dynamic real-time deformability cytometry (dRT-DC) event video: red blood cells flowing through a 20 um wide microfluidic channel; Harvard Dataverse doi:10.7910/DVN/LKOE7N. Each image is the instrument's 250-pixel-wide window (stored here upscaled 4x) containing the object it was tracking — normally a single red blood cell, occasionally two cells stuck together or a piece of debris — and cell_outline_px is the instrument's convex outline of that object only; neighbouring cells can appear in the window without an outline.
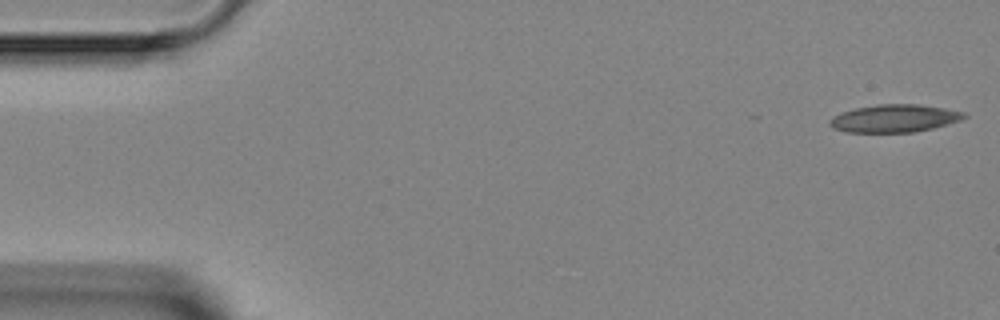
{"species": "Egyptian fruit bat (a non-hibernating species)", "species_latin": "Rousettus aegyptiacus", "temperature_condition": "room temperature", "stored_images_in_passage": 4, "camera_frame_rate_fps": 3000, "um_per_image_px": 0.085, "animal": {"sex": "female"}, "frame": {"image": 1, "passage_image": 1, "time_ms": 0.0, "image_size_px": [1000, 320], "cell_outline_px": [[968, 116], [960, 120], [932, 128], [912, 132], [844, 132], [832, 128], [828, 124], [828, 120], [832, 116], [856, 108], [876, 104], [920, 104], [944, 108], [964, 112]], "centroid_in_image_um": [75.99, 10.06], "position_along_channel_um": 9.0, "area_um2": 21.68}}
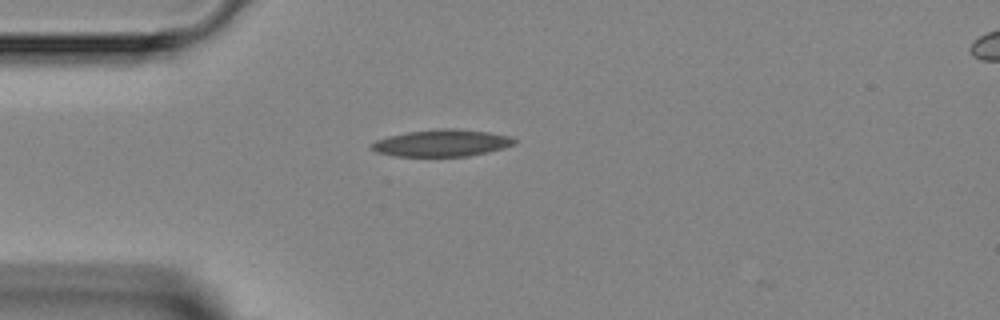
{"frame": {"image": 2, "passage_image": 4, "time_ms": 3.667, "image_size_px": [1000, 320], "cell_outline_px": [[516, 140], [512, 144], [504, 148], [488, 152], [468, 156], [396, 156], [376, 152], [372, 148], [372, 144], [376, 140], [388, 136], [408, 132], [440, 128], [456, 128], [488, 132], [512, 136]], "centroid_in_image_um": [37.57, 12.15], "position_along_channel_um": 47.4, "area_um2": 22.31}}